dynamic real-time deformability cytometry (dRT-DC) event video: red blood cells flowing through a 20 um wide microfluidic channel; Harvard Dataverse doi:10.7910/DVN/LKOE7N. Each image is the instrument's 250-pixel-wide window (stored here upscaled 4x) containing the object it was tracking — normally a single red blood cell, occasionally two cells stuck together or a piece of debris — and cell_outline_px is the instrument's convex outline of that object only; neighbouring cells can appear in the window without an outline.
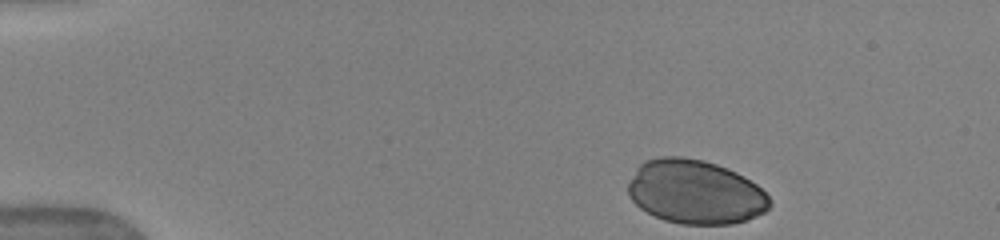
{"species": "human", "species_latin": "Homo sapiens", "temperature_condition": "warm", "stored_images_in_passage": 36, "camera_frame_rate_fps": 3000, "um_per_image_px": 0.085, "donor": {"sex": "female"}, "frame": {"image": 1, "passage_image": 1, "time_ms": 0.0, "image_size_px": [1000, 240], "cell_outline_px": [[772, 204], [764, 212], [748, 220], [732, 224], [680, 224], [664, 220], [640, 208], [628, 196], [628, 184], [636, 168], [644, 160], [660, 156], [680, 156], [704, 160], [716, 164], [736, 172], [744, 176], [756, 184], [772, 200]], "centroid_in_image_um": [59.1, 16.31], "position_along_channel_um": 25.9, "area_um2": 53.06}}
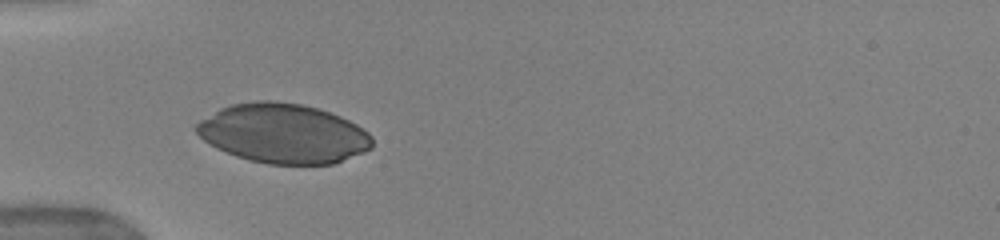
{"frame": {"image": 2, "passage_image": 10, "time_ms": 3.0, "image_size_px": [1000, 240], "cell_outline_px": [[372, 148], [364, 152], [332, 164], [268, 164], [236, 156], [216, 148], [204, 140], [192, 128], [200, 120], [220, 108], [232, 104], [256, 100], [276, 100], [300, 104], [316, 108], [340, 116], [356, 124], [368, 132], [372, 136]], "centroid_in_image_um": [24.06, 11.34], "position_along_channel_um": 60.9, "area_um2": 60.92}}